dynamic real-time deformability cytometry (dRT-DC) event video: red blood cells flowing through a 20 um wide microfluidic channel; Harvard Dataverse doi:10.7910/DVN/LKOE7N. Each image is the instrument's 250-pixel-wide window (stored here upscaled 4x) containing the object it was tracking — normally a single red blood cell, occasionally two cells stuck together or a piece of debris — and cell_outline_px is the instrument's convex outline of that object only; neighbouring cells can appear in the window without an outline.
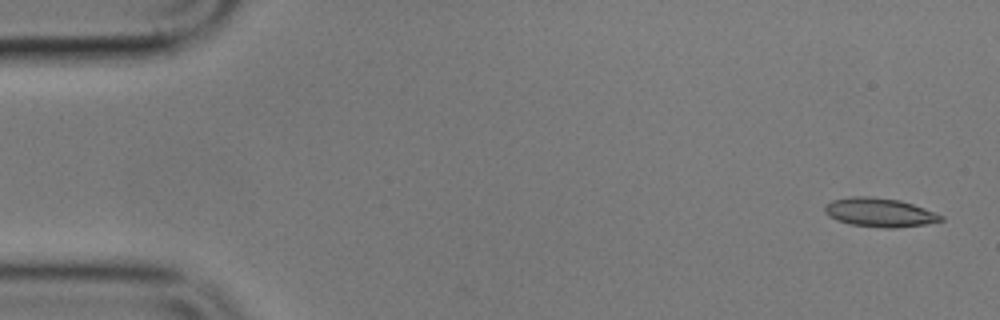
{"species": "common noctule bat (a hibernating species)", "species_latin": "Nyctalus noctula", "temperature_condition": "cold", "stored_images_in_passage": 5, "camera_frame_rate_fps": 3000, "um_per_image_px": 0.085, "animal": {"sex": "male", "body_mass_g": 17.9}, "frame": {"image": 1, "passage_image": 1, "time_ms": 0.0, "image_size_px": [1000, 320], "cell_outline_px": [[944, 220], [924, 224], [892, 228], [884, 228], [852, 224], [836, 220], [824, 212], [824, 204], [832, 200], [852, 196], [868, 196], [900, 200], [924, 208], [944, 216]], "centroid_in_image_um": [74.74, 18.05], "position_along_channel_um": 10.3, "area_um2": 19.42}}
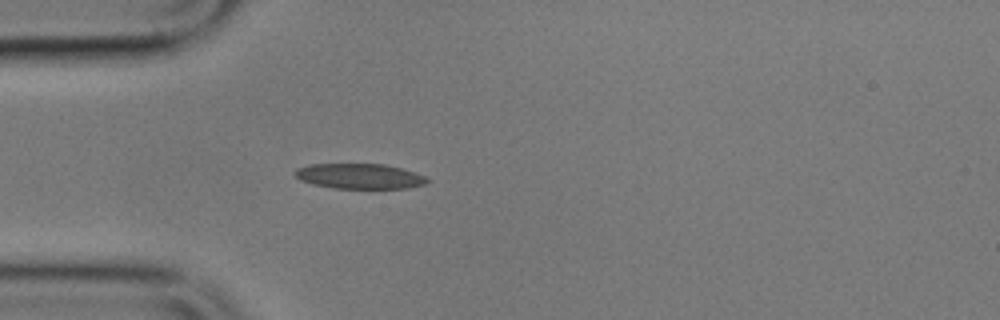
{"frame": {"image": 2, "passage_image": 5, "time_ms": 4.667, "image_size_px": [1000, 320], "cell_outline_px": [[432, 180], [424, 184], [408, 188], [336, 188], [312, 184], [300, 180], [292, 172], [296, 168], [308, 164], [384, 164], [400, 168], [424, 176]], "centroid_in_image_um": [30.52, 14.97], "position_along_channel_um": 54.5, "area_um2": 19.36}}